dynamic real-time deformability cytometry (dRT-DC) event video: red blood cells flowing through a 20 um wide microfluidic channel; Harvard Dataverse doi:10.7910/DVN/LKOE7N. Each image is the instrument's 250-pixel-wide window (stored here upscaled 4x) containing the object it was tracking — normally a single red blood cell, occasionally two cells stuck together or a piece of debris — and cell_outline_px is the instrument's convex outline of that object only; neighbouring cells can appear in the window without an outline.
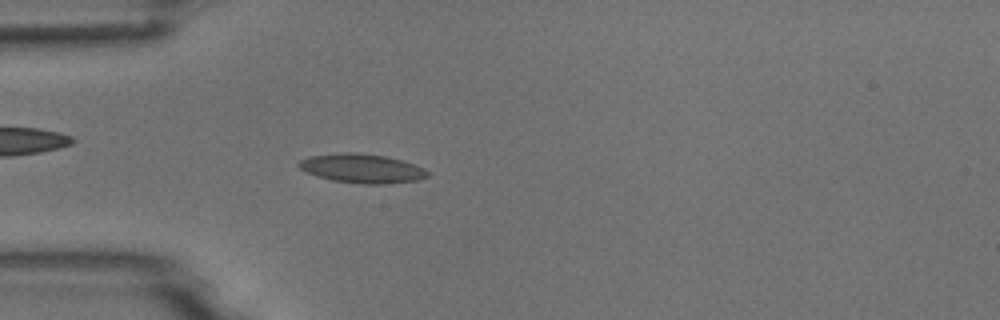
{"species": "common noctule bat (a hibernating species)", "species_latin": "Nyctalus noctula", "temperature_condition": "room temperature", "stored_images_in_passage": 6, "camera_frame_rate_fps": 3000, "um_per_image_px": 0.085, "animal": {"sex": "male", "body_mass_g": 18.8}, "frame": {"image": 1, "passage_image": 6, "time_ms": 5.667, "image_size_px": [1000, 320], "cell_outline_px": [[432, 172], [428, 176], [416, 180], [380, 184], [360, 184], [332, 180], [316, 176], [300, 168], [296, 164], [300, 160], [308, 156], [344, 152], [356, 152], [388, 156], [424, 168]], "centroid_in_image_um": [30.75, 14.31], "position_along_channel_um": 54.2, "area_um2": 21.85}}